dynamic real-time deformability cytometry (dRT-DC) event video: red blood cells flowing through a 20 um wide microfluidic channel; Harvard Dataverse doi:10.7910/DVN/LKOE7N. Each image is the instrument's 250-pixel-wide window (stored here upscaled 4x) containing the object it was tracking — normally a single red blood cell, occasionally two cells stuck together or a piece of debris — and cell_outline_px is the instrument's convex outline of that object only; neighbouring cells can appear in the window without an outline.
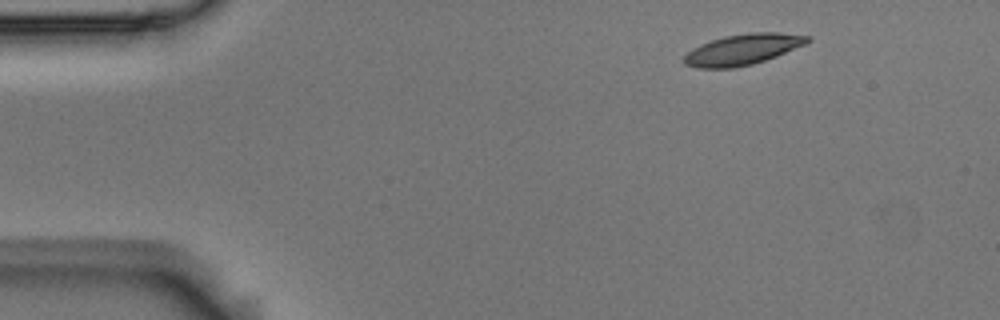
{"species": "Egyptian fruit bat (a non-hibernating species)", "species_latin": "Rousettus aegyptiacus", "temperature_condition": "room temperature", "stored_images_in_passage": 6, "camera_frame_rate_fps": 3000, "um_per_image_px": 0.085, "animal": {"sex": "male"}, "frame": {"image": 1, "passage_image": 6, "time_ms": 1.667, "image_size_px": [1000, 320], "cell_outline_px": [[812, 40], [804, 44], [776, 56], [752, 64], [732, 68], [696, 68], [684, 64], [680, 60], [692, 48], [700, 44], [724, 36], [752, 32], [780, 32], [812, 36]], "centroid_in_image_um": [63.1, 4.2], "position_along_channel_um": 21.9, "area_um2": 22.2}}